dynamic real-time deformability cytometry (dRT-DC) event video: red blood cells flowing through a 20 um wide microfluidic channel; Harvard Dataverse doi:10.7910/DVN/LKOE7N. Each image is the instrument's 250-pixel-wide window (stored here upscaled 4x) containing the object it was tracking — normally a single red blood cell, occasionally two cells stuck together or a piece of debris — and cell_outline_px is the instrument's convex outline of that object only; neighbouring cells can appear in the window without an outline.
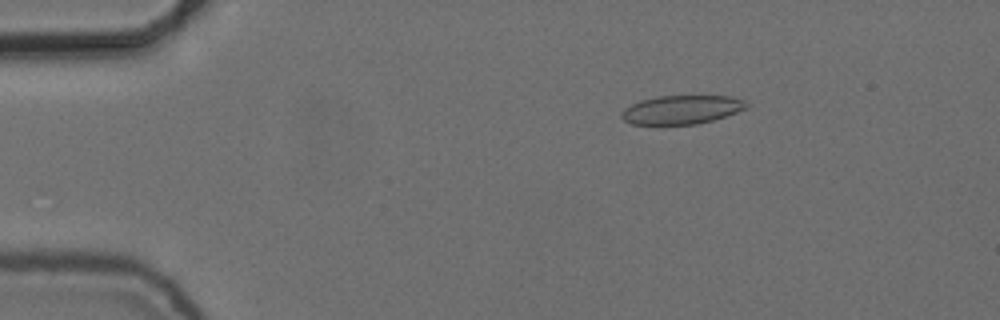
{"species": "common noctule bat (a hibernating species)", "species_latin": "Nyctalus noctula", "temperature_condition": "cold", "stored_images_in_passage": 17, "camera_frame_rate_fps": 3000, "um_per_image_px": 0.085, "animal": {"sex": "female", "body_mass_g": 24.6, "forearm_length_mm": 56.2}, "frame": {"image": 1, "passage_image": 4, "time_ms": 1.0, "image_size_px": [1000, 320], "cell_outline_px": [[748, 108], [712, 120], [696, 124], [632, 124], [624, 120], [620, 116], [620, 112], [624, 108], [640, 100], [660, 96], [732, 96], [744, 100], [748, 104]], "centroid_in_image_um": [57.93, 9.31], "position_along_channel_um": 27.1, "area_um2": 20.81}}